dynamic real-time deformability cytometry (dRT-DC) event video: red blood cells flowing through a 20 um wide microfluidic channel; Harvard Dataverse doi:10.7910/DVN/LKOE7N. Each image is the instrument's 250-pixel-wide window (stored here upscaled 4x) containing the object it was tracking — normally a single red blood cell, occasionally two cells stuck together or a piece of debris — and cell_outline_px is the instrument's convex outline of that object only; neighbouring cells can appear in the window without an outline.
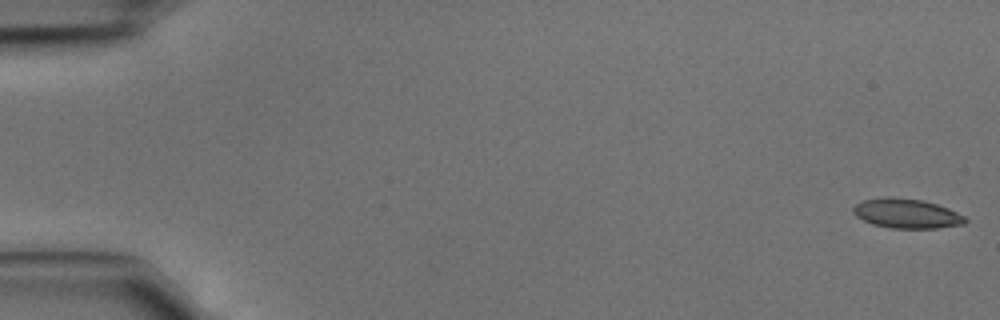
{"species": "common noctule bat (a hibernating species)", "species_latin": "Nyctalus noctula", "temperature_condition": "cold", "stored_images_in_passage": 45, "camera_frame_rate_fps": 3000, "um_per_image_px": 0.085, "animal": {"sex": "male", "body_mass_g": 15.6}, "frame": {"image": 1, "passage_image": 1, "time_ms": 0.0, "image_size_px": [1000, 320], "cell_outline_px": [[968, 220], [964, 224], [936, 228], [892, 228], [872, 224], [856, 216], [852, 212], [852, 208], [860, 200], [884, 196], [892, 196], [924, 200], [948, 208], [964, 216]], "centroid_in_image_um": [77.02, 18.13], "position_along_channel_um": 8.0, "area_um2": 19.48}}
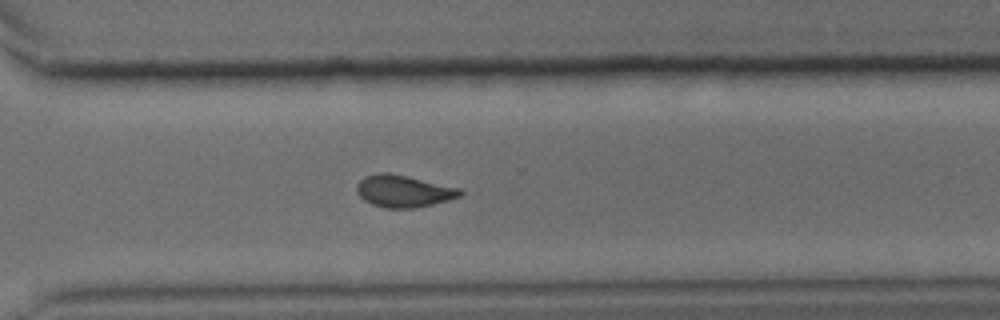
{"frame": {"image": 2, "passage_image": 33, "time_ms": 10.667, "image_size_px": [1000, 320], "cell_outline_px": [[464, 192], [460, 196], [448, 200], [432, 204], [412, 208], [384, 208], [372, 204], [364, 200], [356, 192], [356, 184], [364, 176], [376, 172], [388, 172], [460, 188]], "centroid_in_image_um": [34.26, 16.24], "position_along_channel_um": 336.3, "area_um2": 19.31}}
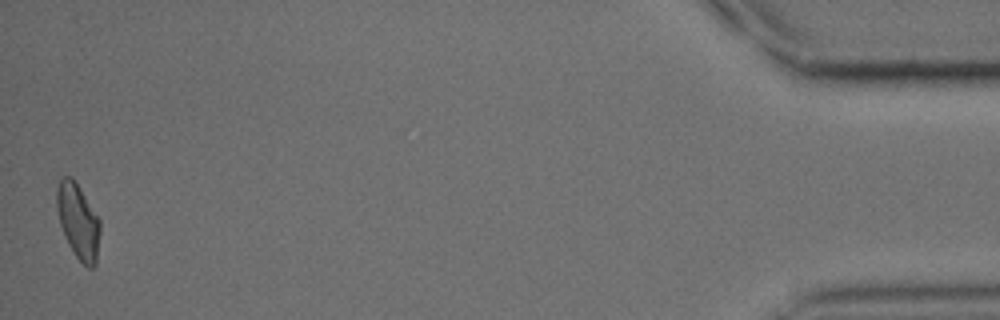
{"frame": {"image": 3, "passage_image": 45, "time_ms": 14.667, "image_size_px": [1000, 320], "cell_outline_px": [[100, 232], [96, 264], [92, 268], [88, 268], [76, 256], [68, 244], [64, 236], [60, 224], [56, 208], [56, 188], [60, 180], [64, 176], [72, 176], [100, 220]], "centroid_in_image_um": [6.63, 18.8], "position_along_channel_um": 428.6, "area_um2": 18.9}}